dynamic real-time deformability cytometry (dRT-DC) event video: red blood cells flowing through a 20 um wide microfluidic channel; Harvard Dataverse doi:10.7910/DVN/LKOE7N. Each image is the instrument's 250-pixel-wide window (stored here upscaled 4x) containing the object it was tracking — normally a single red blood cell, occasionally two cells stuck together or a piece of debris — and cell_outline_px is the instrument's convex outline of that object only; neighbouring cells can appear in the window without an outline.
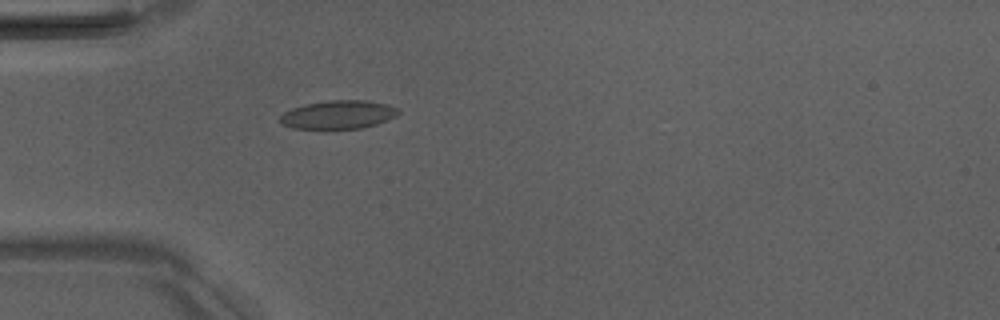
{"species": "Egyptian fruit bat (a non-hibernating species)", "species_latin": "Rousettus aegyptiacus", "temperature_condition": "room temperature", "stored_images_in_passage": 1, "camera_frame_rate_fps": 3000, "um_per_image_px": 0.085, "animal": {"sex": "male"}, "frame": {"image": 1, "passage_image": 1, "time_ms": 0.0, "image_size_px": [1000, 320], "cell_outline_px": [[400, 112], [396, 116], [388, 120], [376, 124], [360, 128], [292, 128], [280, 124], [280, 116], [284, 112], [292, 108], [304, 104], [328, 100], [368, 100], [384, 104], [396, 108]], "centroid_in_image_um": [28.73, 9.74], "position_along_channel_um": 56.3, "area_um2": 19.48}}